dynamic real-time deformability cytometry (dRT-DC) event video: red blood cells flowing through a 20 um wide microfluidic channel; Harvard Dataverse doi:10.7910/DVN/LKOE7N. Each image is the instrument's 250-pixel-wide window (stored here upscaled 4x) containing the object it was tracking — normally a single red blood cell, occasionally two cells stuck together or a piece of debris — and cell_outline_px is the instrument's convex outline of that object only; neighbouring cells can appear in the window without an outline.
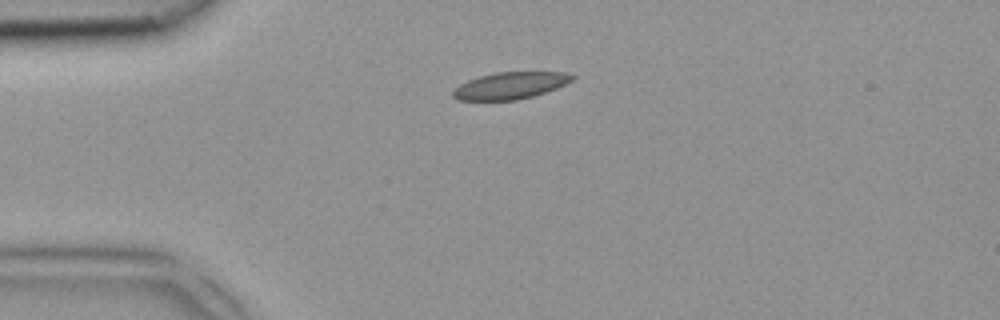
{"species": "common noctule bat (a hibernating species)", "species_latin": "Nyctalus noctula", "temperature_condition": "room temperature", "stored_images_in_passage": 6, "camera_frame_rate_fps": 3000, "um_per_image_px": 0.085, "animal": {"sex": "female", "body_mass_g": 18.4}, "frame": {"image": 1, "passage_image": 6, "time_ms": 1.667, "image_size_px": [1000, 320], "cell_outline_px": [[576, 76], [572, 80], [556, 88], [532, 96], [516, 100], [460, 100], [452, 96], [452, 92], [460, 84], [468, 80], [480, 76], [496, 72], [564, 72]], "centroid_in_image_um": [43.36, 7.27], "position_along_channel_um": 41.6, "area_um2": 18.44}}